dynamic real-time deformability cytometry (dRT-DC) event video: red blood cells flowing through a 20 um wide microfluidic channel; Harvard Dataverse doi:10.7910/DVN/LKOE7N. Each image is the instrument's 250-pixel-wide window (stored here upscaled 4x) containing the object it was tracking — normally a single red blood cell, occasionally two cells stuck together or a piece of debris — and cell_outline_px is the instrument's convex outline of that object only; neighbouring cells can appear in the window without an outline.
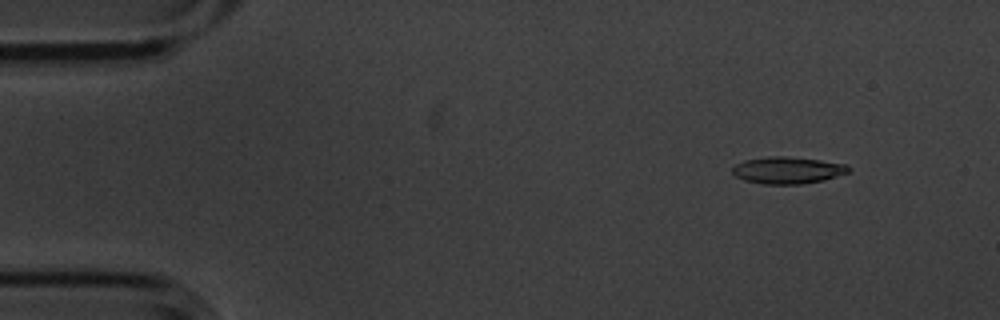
{"species": "common noctule bat (a hibernating species)", "species_latin": "Nyctalus noctula", "temperature_condition": "cold", "stored_images_in_passage": 5, "camera_frame_rate_fps": 3000, "um_per_image_px": 0.085, "animal": {"sex": "male", "body_mass_g": 20.1, "forearm_length_mm": 53.5}, "frame": {"image": 1, "passage_image": 1, "time_ms": 0.0, "image_size_px": [1000, 320], "cell_outline_px": [[848, 172], [824, 180], [800, 184], [760, 184], [744, 180], [736, 176], [732, 172], [732, 168], [736, 164], [744, 160], [768, 156], [784, 156], [820, 160], [848, 164]], "centroid_in_image_um": [66.91, 14.47], "position_along_channel_um": 18.1, "area_um2": 18.15}}
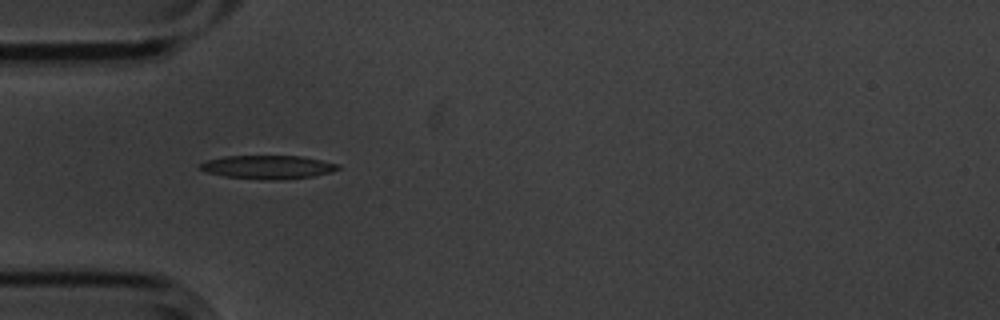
{"frame": {"image": 2, "passage_image": 4, "time_ms": 1.0, "image_size_px": [1000, 320], "cell_outline_px": [[340, 168], [332, 172], [312, 176], [284, 180], [260, 180], [224, 176], [208, 172], [200, 168], [200, 164], [208, 160], [224, 156], [304, 156], [340, 164]], "centroid_in_image_um": [22.83, 14.21], "position_along_channel_um": 62.2, "area_um2": 19.02}}
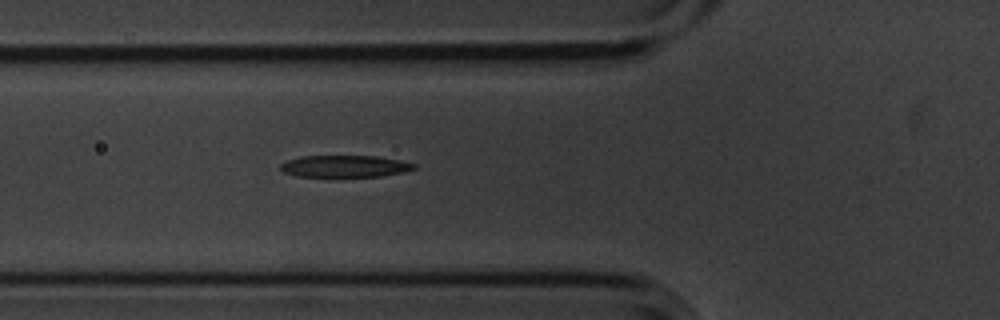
{"frame": {"image": 3, "passage_image": 5, "time_ms": 1.333, "image_size_px": [1000, 320], "cell_outline_px": [[416, 168], [404, 172], [380, 176], [296, 176], [284, 172], [280, 168], [280, 164], [284, 160], [300, 156], [376, 156], [400, 160], [416, 164]], "centroid_in_image_um": [29.28, 14.12], "position_along_channel_um": 96.5, "area_um2": 16.99}}